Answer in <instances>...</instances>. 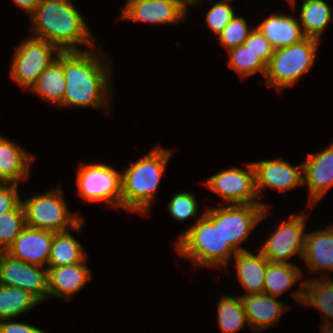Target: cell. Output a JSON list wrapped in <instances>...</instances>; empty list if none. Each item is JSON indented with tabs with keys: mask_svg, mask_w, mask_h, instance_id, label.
<instances>
[{
	"mask_svg": "<svg viewBox=\"0 0 333 333\" xmlns=\"http://www.w3.org/2000/svg\"><path fill=\"white\" fill-rule=\"evenodd\" d=\"M210 191L219 195L220 205L231 204H269L259 202L255 186V171L252 162L246 164L244 169L230 167L208 177L204 181Z\"/></svg>",
	"mask_w": 333,
	"mask_h": 333,
	"instance_id": "9c48e42d",
	"label": "cell"
},
{
	"mask_svg": "<svg viewBox=\"0 0 333 333\" xmlns=\"http://www.w3.org/2000/svg\"><path fill=\"white\" fill-rule=\"evenodd\" d=\"M35 156L12 140L0 135V183L19 184L30 175Z\"/></svg>",
	"mask_w": 333,
	"mask_h": 333,
	"instance_id": "ffe728a7",
	"label": "cell"
},
{
	"mask_svg": "<svg viewBox=\"0 0 333 333\" xmlns=\"http://www.w3.org/2000/svg\"><path fill=\"white\" fill-rule=\"evenodd\" d=\"M256 28L269 40L275 50L296 44L306 38L299 19L284 13L271 14L256 25Z\"/></svg>",
	"mask_w": 333,
	"mask_h": 333,
	"instance_id": "7402d4cb",
	"label": "cell"
},
{
	"mask_svg": "<svg viewBox=\"0 0 333 333\" xmlns=\"http://www.w3.org/2000/svg\"><path fill=\"white\" fill-rule=\"evenodd\" d=\"M171 154V150L157 145L121 171V209L141 215L149 212Z\"/></svg>",
	"mask_w": 333,
	"mask_h": 333,
	"instance_id": "277c9868",
	"label": "cell"
},
{
	"mask_svg": "<svg viewBox=\"0 0 333 333\" xmlns=\"http://www.w3.org/2000/svg\"><path fill=\"white\" fill-rule=\"evenodd\" d=\"M302 259L308 272L313 274L323 270L325 274H320V278H329L328 272H333V225L306 232Z\"/></svg>",
	"mask_w": 333,
	"mask_h": 333,
	"instance_id": "d6986e66",
	"label": "cell"
},
{
	"mask_svg": "<svg viewBox=\"0 0 333 333\" xmlns=\"http://www.w3.org/2000/svg\"><path fill=\"white\" fill-rule=\"evenodd\" d=\"M0 333H47L43 330L20 322H11L10 320L0 321Z\"/></svg>",
	"mask_w": 333,
	"mask_h": 333,
	"instance_id": "8d00e7d4",
	"label": "cell"
},
{
	"mask_svg": "<svg viewBox=\"0 0 333 333\" xmlns=\"http://www.w3.org/2000/svg\"><path fill=\"white\" fill-rule=\"evenodd\" d=\"M97 50L62 51L66 79L63 108L94 107L109 113V101L113 99L110 81L113 65L101 46Z\"/></svg>",
	"mask_w": 333,
	"mask_h": 333,
	"instance_id": "6da1fadb",
	"label": "cell"
},
{
	"mask_svg": "<svg viewBox=\"0 0 333 333\" xmlns=\"http://www.w3.org/2000/svg\"><path fill=\"white\" fill-rule=\"evenodd\" d=\"M40 1L41 0H13L14 4L22 8L27 15H30L36 9Z\"/></svg>",
	"mask_w": 333,
	"mask_h": 333,
	"instance_id": "74e56055",
	"label": "cell"
},
{
	"mask_svg": "<svg viewBox=\"0 0 333 333\" xmlns=\"http://www.w3.org/2000/svg\"><path fill=\"white\" fill-rule=\"evenodd\" d=\"M304 213L290 215L289 219L282 220L268 239L260 245L261 253L272 263L293 264L289 258L297 254L302 258L305 244V221Z\"/></svg>",
	"mask_w": 333,
	"mask_h": 333,
	"instance_id": "30bf717a",
	"label": "cell"
},
{
	"mask_svg": "<svg viewBox=\"0 0 333 333\" xmlns=\"http://www.w3.org/2000/svg\"><path fill=\"white\" fill-rule=\"evenodd\" d=\"M76 174L77 194L81 199L121 208L122 173L105 163H81Z\"/></svg>",
	"mask_w": 333,
	"mask_h": 333,
	"instance_id": "52a82bcc",
	"label": "cell"
},
{
	"mask_svg": "<svg viewBox=\"0 0 333 333\" xmlns=\"http://www.w3.org/2000/svg\"><path fill=\"white\" fill-rule=\"evenodd\" d=\"M236 277L245 289L242 295L263 293L265 273L269 260L258 250L253 254L249 250L237 252L234 256Z\"/></svg>",
	"mask_w": 333,
	"mask_h": 333,
	"instance_id": "603a6c76",
	"label": "cell"
},
{
	"mask_svg": "<svg viewBox=\"0 0 333 333\" xmlns=\"http://www.w3.org/2000/svg\"><path fill=\"white\" fill-rule=\"evenodd\" d=\"M217 322L221 333H236L248 324L240 296L224 294L217 305Z\"/></svg>",
	"mask_w": 333,
	"mask_h": 333,
	"instance_id": "f1b7e54d",
	"label": "cell"
},
{
	"mask_svg": "<svg viewBox=\"0 0 333 333\" xmlns=\"http://www.w3.org/2000/svg\"><path fill=\"white\" fill-rule=\"evenodd\" d=\"M208 1L212 6L206 12L205 22L211 32L218 36L236 15L235 9L230 5L233 0Z\"/></svg>",
	"mask_w": 333,
	"mask_h": 333,
	"instance_id": "d6a6232c",
	"label": "cell"
},
{
	"mask_svg": "<svg viewBox=\"0 0 333 333\" xmlns=\"http://www.w3.org/2000/svg\"><path fill=\"white\" fill-rule=\"evenodd\" d=\"M252 164L258 198L266 187L284 192L303 185L302 163L293 166L286 160L269 159L252 162Z\"/></svg>",
	"mask_w": 333,
	"mask_h": 333,
	"instance_id": "5bb4252c",
	"label": "cell"
},
{
	"mask_svg": "<svg viewBox=\"0 0 333 333\" xmlns=\"http://www.w3.org/2000/svg\"><path fill=\"white\" fill-rule=\"evenodd\" d=\"M167 206L170 216L180 222L197 215L200 216L197 199L194 194L189 192L176 193Z\"/></svg>",
	"mask_w": 333,
	"mask_h": 333,
	"instance_id": "836d02e7",
	"label": "cell"
},
{
	"mask_svg": "<svg viewBox=\"0 0 333 333\" xmlns=\"http://www.w3.org/2000/svg\"><path fill=\"white\" fill-rule=\"evenodd\" d=\"M60 52L54 44L30 36L13 54L10 77L24 90L30 89Z\"/></svg>",
	"mask_w": 333,
	"mask_h": 333,
	"instance_id": "ba28073f",
	"label": "cell"
},
{
	"mask_svg": "<svg viewBox=\"0 0 333 333\" xmlns=\"http://www.w3.org/2000/svg\"><path fill=\"white\" fill-rule=\"evenodd\" d=\"M296 1H297V0H287V2L290 4V6H291L292 8H295V6H296Z\"/></svg>",
	"mask_w": 333,
	"mask_h": 333,
	"instance_id": "60d3db41",
	"label": "cell"
},
{
	"mask_svg": "<svg viewBox=\"0 0 333 333\" xmlns=\"http://www.w3.org/2000/svg\"><path fill=\"white\" fill-rule=\"evenodd\" d=\"M118 21L132 20L148 24H177L185 20L188 8L179 0H132L121 8Z\"/></svg>",
	"mask_w": 333,
	"mask_h": 333,
	"instance_id": "4fadbf2b",
	"label": "cell"
},
{
	"mask_svg": "<svg viewBox=\"0 0 333 333\" xmlns=\"http://www.w3.org/2000/svg\"><path fill=\"white\" fill-rule=\"evenodd\" d=\"M32 36L54 44L60 51H82L80 44L94 47V36L73 0H41L29 15Z\"/></svg>",
	"mask_w": 333,
	"mask_h": 333,
	"instance_id": "7a4b0ae2",
	"label": "cell"
},
{
	"mask_svg": "<svg viewBox=\"0 0 333 333\" xmlns=\"http://www.w3.org/2000/svg\"><path fill=\"white\" fill-rule=\"evenodd\" d=\"M243 45L256 54L266 65H268L275 50L269 40L256 27L249 33Z\"/></svg>",
	"mask_w": 333,
	"mask_h": 333,
	"instance_id": "e575fe53",
	"label": "cell"
},
{
	"mask_svg": "<svg viewBox=\"0 0 333 333\" xmlns=\"http://www.w3.org/2000/svg\"><path fill=\"white\" fill-rule=\"evenodd\" d=\"M300 10L299 24L304 35L321 40L326 27L333 21V9L324 0H302Z\"/></svg>",
	"mask_w": 333,
	"mask_h": 333,
	"instance_id": "d4e9b609",
	"label": "cell"
},
{
	"mask_svg": "<svg viewBox=\"0 0 333 333\" xmlns=\"http://www.w3.org/2000/svg\"><path fill=\"white\" fill-rule=\"evenodd\" d=\"M302 172L303 186L307 185L309 192L307 205L311 207L333 186V143L325 150L308 154Z\"/></svg>",
	"mask_w": 333,
	"mask_h": 333,
	"instance_id": "9a60e30c",
	"label": "cell"
},
{
	"mask_svg": "<svg viewBox=\"0 0 333 333\" xmlns=\"http://www.w3.org/2000/svg\"><path fill=\"white\" fill-rule=\"evenodd\" d=\"M87 252L81 243L67 231L54 233L51 243L48 267H62L81 263Z\"/></svg>",
	"mask_w": 333,
	"mask_h": 333,
	"instance_id": "484cf974",
	"label": "cell"
},
{
	"mask_svg": "<svg viewBox=\"0 0 333 333\" xmlns=\"http://www.w3.org/2000/svg\"><path fill=\"white\" fill-rule=\"evenodd\" d=\"M302 276L301 268L299 269L295 264L268 262L263 293L279 297L301 280Z\"/></svg>",
	"mask_w": 333,
	"mask_h": 333,
	"instance_id": "4316f807",
	"label": "cell"
},
{
	"mask_svg": "<svg viewBox=\"0 0 333 333\" xmlns=\"http://www.w3.org/2000/svg\"><path fill=\"white\" fill-rule=\"evenodd\" d=\"M25 226V214L21 202L0 216V248L3 252L13 244Z\"/></svg>",
	"mask_w": 333,
	"mask_h": 333,
	"instance_id": "4dcf8cb0",
	"label": "cell"
},
{
	"mask_svg": "<svg viewBox=\"0 0 333 333\" xmlns=\"http://www.w3.org/2000/svg\"><path fill=\"white\" fill-rule=\"evenodd\" d=\"M254 29L249 28L244 17L235 15L222 32L217 36L219 44L226 48V51L238 47L244 43L249 33Z\"/></svg>",
	"mask_w": 333,
	"mask_h": 333,
	"instance_id": "1f68e13d",
	"label": "cell"
},
{
	"mask_svg": "<svg viewBox=\"0 0 333 333\" xmlns=\"http://www.w3.org/2000/svg\"><path fill=\"white\" fill-rule=\"evenodd\" d=\"M319 42L318 39L306 37L296 44L274 50L264 77L268 86L282 92L309 73L316 61Z\"/></svg>",
	"mask_w": 333,
	"mask_h": 333,
	"instance_id": "8992f818",
	"label": "cell"
},
{
	"mask_svg": "<svg viewBox=\"0 0 333 333\" xmlns=\"http://www.w3.org/2000/svg\"><path fill=\"white\" fill-rule=\"evenodd\" d=\"M18 184L0 183V216L14 209L20 202Z\"/></svg>",
	"mask_w": 333,
	"mask_h": 333,
	"instance_id": "d590c367",
	"label": "cell"
},
{
	"mask_svg": "<svg viewBox=\"0 0 333 333\" xmlns=\"http://www.w3.org/2000/svg\"><path fill=\"white\" fill-rule=\"evenodd\" d=\"M28 227L51 231L53 233L72 229L79 232L84 223L83 217L75 215L67 207L60 187L45 193L34 194L27 200L21 199Z\"/></svg>",
	"mask_w": 333,
	"mask_h": 333,
	"instance_id": "5b68a950",
	"label": "cell"
},
{
	"mask_svg": "<svg viewBox=\"0 0 333 333\" xmlns=\"http://www.w3.org/2000/svg\"><path fill=\"white\" fill-rule=\"evenodd\" d=\"M299 289L292 296L299 304L314 306L320 310L322 324H333V280L329 278H313L299 281Z\"/></svg>",
	"mask_w": 333,
	"mask_h": 333,
	"instance_id": "44dd1931",
	"label": "cell"
},
{
	"mask_svg": "<svg viewBox=\"0 0 333 333\" xmlns=\"http://www.w3.org/2000/svg\"><path fill=\"white\" fill-rule=\"evenodd\" d=\"M228 66L242 78L254 75L257 72L265 77L267 65L245 45L234 47L227 51Z\"/></svg>",
	"mask_w": 333,
	"mask_h": 333,
	"instance_id": "f546056e",
	"label": "cell"
},
{
	"mask_svg": "<svg viewBox=\"0 0 333 333\" xmlns=\"http://www.w3.org/2000/svg\"><path fill=\"white\" fill-rule=\"evenodd\" d=\"M263 204H229L220 206V231L225 241L237 251H246L240 244L247 241L250 232L268 210Z\"/></svg>",
	"mask_w": 333,
	"mask_h": 333,
	"instance_id": "8fae6325",
	"label": "cell"
},
{
	"mask_svg": "<svg viewBox=\"0 0 333 333\" xmlns=\"http://www.w3.org/2000/svg\"><path fill=\"white\" fill-rule=\"evenodd\" d=\"M0 284L19 287L34 295L41 303L48 298L47 268L0 255Z\"/></svg>",
	"mask_w": 333,
	"mask_h": 333,
	"instance_id": "7c38bea8",
	"label": "cell"
},
{
	"mask_svg": "<svg viewBox=\"0 0 333 333\" xmlns=\"http://www.w3.org/2000/svg\"><path fill=\"white\" fill-rule=\"evenodd\" d=\"M182 232L175 243L176 251L196 267L227 269L230 258L237 253L221 234L220 206L206 207L196 222Z\"/></svg>",
	"mask_w": 333,
	"mask_h": 333,
	"instance_id": "3957f363",
	"label": "cell"
},
{
	"mask_svg": "<svg viewBox=\"0 0 333 333\" xmlns=\"http://www.w3.org/2000/svg\"><path fill=\"white\" fill-rule=\"evenodd\" d=\"M179 1L187 8L188 6L197 7L201 4V2H203L202 0H179Z\"/></svg>",
	"mask_w": 333,
	"mask_h": 333,
	"instance_id": "f35d334b",
	"label": "cell"
},
{
	"mask_svg": "<svg viewBox=\"0 0 333 333\" xmlns=\"http://www.w3.org/2000/svg\"><path fill=\"white\" fill-rule=\"evenodd\" d=\"M86 257L81 263L62 267H48V299L58 297L69 301L92 278L90 268L87 266Z\"/></svg>",
	"mask_w": 333,
	"mask_h": 333,
	"instance_id": "e0dca14e",
	"label": "cell"
},
{
	"mask_svg": "<svg viewBox=\"0 0 333 333\" xmlns=\"http://www.w3.org/2000/svg\"><path fill=\"white\" fill-rule=\"evenodd\" d=\"M39 303L41 302L26 290L0 284V321L15 319Z\"/></svg>",
	"mask_w": 333,
	"mask_h": 333,
	"instance_id": "83f0119b",
	"label": "cell"
},
{
	"mask_svg": "<svg viewBox=\"0 0 333 333\" xmlns=\"http://www.w3.org/2000/svg\"><path fill=\"white\" fill-rule=\"evenodd\" d=\"M321 333H333V324H322Z\"/></svg>",
	"mask_w": 333,
	"mask_h": 333,
	"instance_id": "ab89813d",
	"label": "cell"
},
{
	"mask_svg": "<svg viewBox=\"0 0 333 333\" xmlns=\"http://www.w3.org/2000/svg\"><path fill=\"white\" fill-rule=\"evenodd\" d=\"M53 236L51 231L25 226L6 253L14 259L48 268Z\"/></svg>",
	"mask_w": 333,
	"mask_h": 333,
	"instance_id": "2e32d148",
	"label": "cell"
},
{
	"mask_svg": "<svg viewBox=\"0 0 333 333\" xmlns=\"http://www.w3.org/2000/svg\"><path fill=\"white\" fill-rule=\"evenodd\" d=\"M65 83L66 79L62 67L61 51L56 59L40 74L30 90L46 102L53 104V106L62 108Z\"/></svg>",
	"mask_w": 333,
	"mask_h": 333,
	"instance_id": "cb8c5ba5",
	"label": "cell"
},
{
	"mask_svg": "<svg viewBox=\"0 0 333 333\" xmlns=\"http://www.w3.org/2000/svg\"><path fill=\"white\" fill-rule=\"evenodd\" d=\"M249 327L262 331L279 323V318L289 306L266 293L240 295Z\"/></svg>",
	"mask_w": 333,
	"mask_h": 333,
	"instance_id": "ac0fdd59",
	"label": "cell"
}]
</instances>
